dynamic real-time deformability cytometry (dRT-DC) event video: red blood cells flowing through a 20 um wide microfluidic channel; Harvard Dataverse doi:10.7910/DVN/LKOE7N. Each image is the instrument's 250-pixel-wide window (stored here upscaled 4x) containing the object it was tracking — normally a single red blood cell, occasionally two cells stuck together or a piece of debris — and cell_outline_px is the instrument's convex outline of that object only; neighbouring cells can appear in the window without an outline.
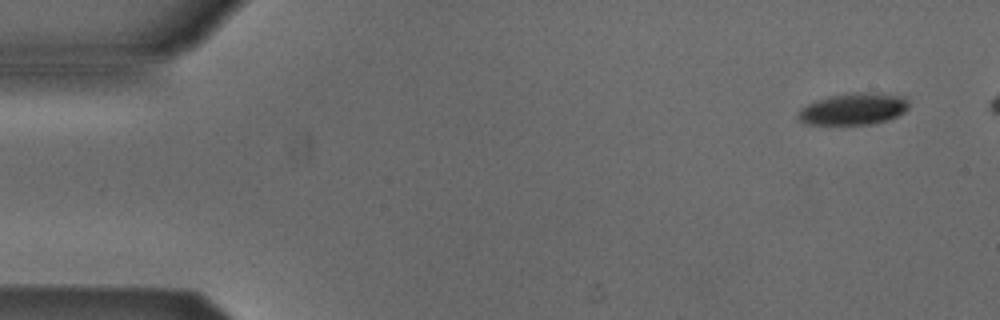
{"species": "Egyptian fruit bat (a non-hibernating species)", "species_latin": "Rousettus aegyptiacus", "temperature_condition": "cold", "stored_images_in_passage": 6, "camera_frame_rate_fps": 3000, "um_per_image_px": 0.085, "animal": {"sex": "male"}, "frame": {"image": 1, "passage_image": 1, "time_ms": 0.0, "image_size_px": [1000, 320], "cell_outline_px": [[908, 108], [904, 112], [896, 116], [872, 124], [808, 124], [800, 120], [800, 108], [816, 100], [828, 96], [856, 92], [876, 92], [904, 96], [908, 100]], "centroid_in_image_um": [72.58, 9.24], "position_along_channel_um": 12.4, "area_um2": 20.29}}
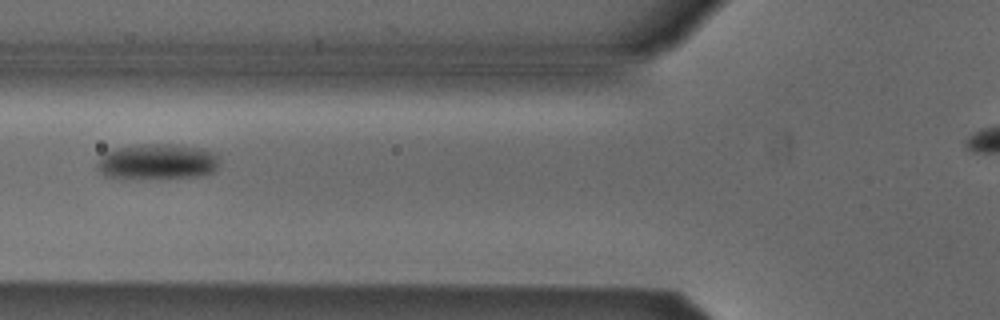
{"frame": {"image": 2, "passage_image": 5, "time_ms": 5.667, "image_size_px": [1000, 320], "cell_outline_px": [[220, 164], [216, 172], [204, 176], [136, 180], [104, 176], [96, 168], [96, 164], [100, 156], [104, 152], [116, 148], [136, 144], [172, 144], [200, 148], [216, 152], [220, 156]], "centroid_in_image_um": [13.4, 13.77], "position_along_channel_um": 112.4, "area_um2": 26.53}}
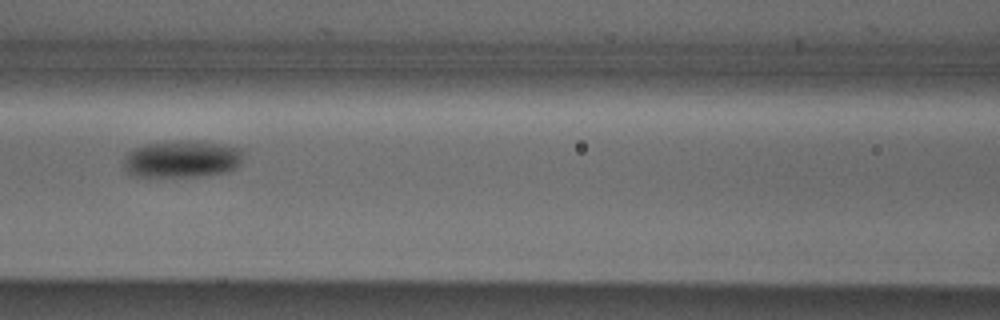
{"frame": {"image": 3, "passage_image": 6, "time_ms": 6.667, "image_size_px": [1000, 320], "cell_outline_px": [[244, 152], [240, 164], [236, 168], [228, 172], [208, 176], [136, 176], [124, 172], [124, 156], [128, 152], [144, 144], [168, 140], [196, 140], [220, 144], [240, 148]], "centroid_in_image_um": [15.48, 13.51], "position_along_channel_um": 151.1, "area_um2": 26.41}}